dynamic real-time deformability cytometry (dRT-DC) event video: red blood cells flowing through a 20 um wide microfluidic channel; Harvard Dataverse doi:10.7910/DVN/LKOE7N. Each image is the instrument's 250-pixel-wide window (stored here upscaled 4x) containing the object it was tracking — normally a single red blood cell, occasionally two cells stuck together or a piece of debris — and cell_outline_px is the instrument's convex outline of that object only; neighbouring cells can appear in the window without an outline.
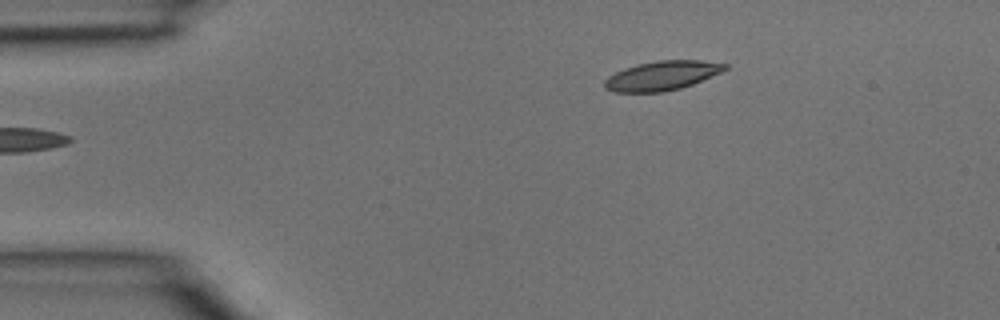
{"species": "common noctule bat (a hibernating species)", "species_latin": "Nyctalus noctula", "temperature_condition": "room temperature", "stored_images_in_passage": 3, "camera_frame_rate_fps": 3000, "um_per_image_px": 0.085, "animal": {"sex": "male", "body_mass_g": 15.6}, "frame": {"image": 1, "passage_image": 3, "time_ms": 0.667, "image_size_px": [1000, 320], "cell_outline_px": [[728, 68], [720, 72], [692, 84], [680, 88], [664, 92], [612, 92], [604, 88], [604, 80], [608, 76], [624, 68], [636, 64], [656, 60], [700, 60], [728, 64]], "centroid_in_image_um": [56.23, 6.43], "position_along_channel_um": 28.8, "area_um2": 20.58}}